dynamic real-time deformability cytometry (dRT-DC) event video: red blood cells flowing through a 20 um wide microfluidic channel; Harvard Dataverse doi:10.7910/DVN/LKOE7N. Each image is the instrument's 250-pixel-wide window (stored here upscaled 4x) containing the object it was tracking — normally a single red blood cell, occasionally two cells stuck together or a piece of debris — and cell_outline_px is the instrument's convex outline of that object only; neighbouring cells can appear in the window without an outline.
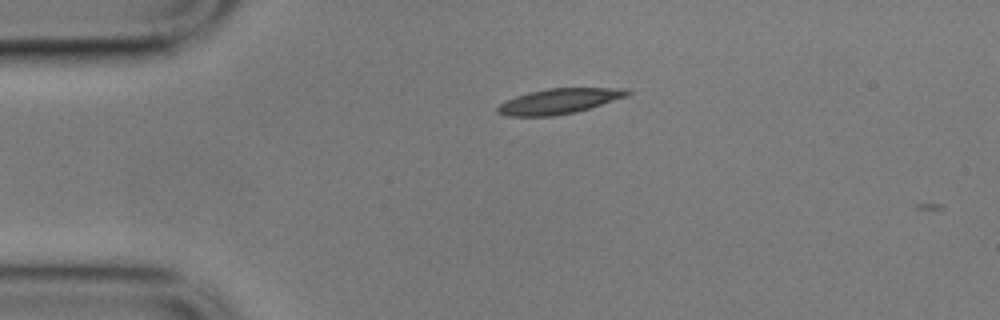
{"species": "common noctule bat (a hibernating species)", "species_latin": "Nyctalus noctula", "temperature_condition": "cold", "stored_images_in_passage": 3, "camera_frame_rate_fps": 3000, "um_per_image_px": 0.085, "animal": {"sex": "male", "body_mass_g": 17.9}, "frame": {"image": 1, "passage_image": 2, "time_ms": 0.333, "image_size_px": [1000, 320], "cell_outline_px": [[632, 92], [628, 96], [576, 112], [552, 116], [508, 116], [496, 112], [496, 108], [500, 104], [516, 96], [528, 92], [548, 88], [628, 88]], "centroid_in_image_um": [47.54, 8.59], "position_along_channel_um": 37.5, "area_um2": 19.07}}